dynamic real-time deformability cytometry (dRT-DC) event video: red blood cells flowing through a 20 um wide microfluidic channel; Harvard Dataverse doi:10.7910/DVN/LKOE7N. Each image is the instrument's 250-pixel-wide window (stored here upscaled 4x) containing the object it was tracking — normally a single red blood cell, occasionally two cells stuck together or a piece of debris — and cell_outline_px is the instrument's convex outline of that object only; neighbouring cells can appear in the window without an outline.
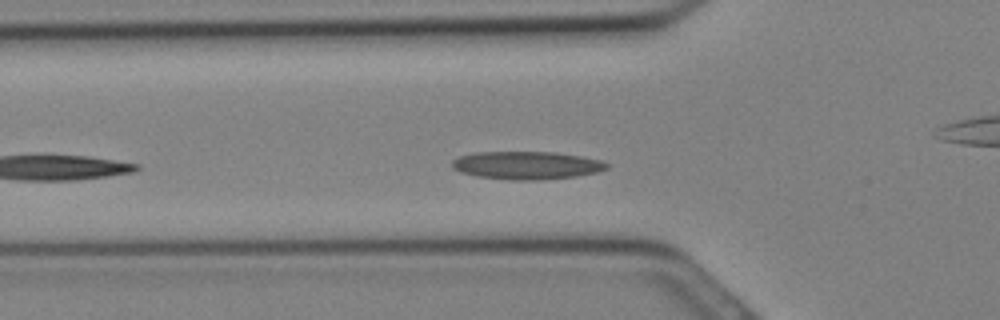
{"species": "Egyptian fruit bat (a non-hibernating species)", "species_latin": "Rousettus aegyptiacus", "temperature_condition": "cold", "stored_images_in_passage": 22, "camera_frame_rate_fps": 3000, "um_per_image_px": 0.085, "animal": {"sex": "female"}, "frame": {"image": 1, "passage_image": 3, "time_ms": 0.667, "image_size_px": [1000, 320], "cell_outline_px": [[608, 168], [596, 172], [576, 176], [536, 180], [508, 180], [480, 176], [460, 172], [452, 168], [452, 160], [460, 156], [476, 152], [556, 152], [580, 156], [600, 160], [608, 164]], "centroid_in_image_um": [44.75, 14.05], "position_along_channel_um": 81.1, "area_um2": 25.03}}
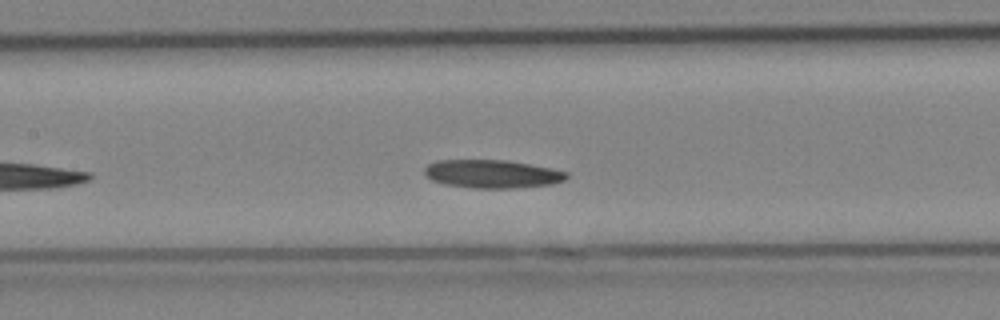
{"frame": {"image": 2, "passage_image": 7, "time_ms": 2.0, "image_size_px": [1000, 320], "cell_outline_px": [[568, 176], [564, 180], [552, 184], [512, 188], [476, 188], [444, 184], [432, 180], [424, 172], [424, 168], [428, 164], [436, 160], [508, 160], [552, 168], [568, 172]], "centroid_in_image_um": [41.84, 14.77], "position_along_channel_um": 165.6, "area_um2": 23.35}}
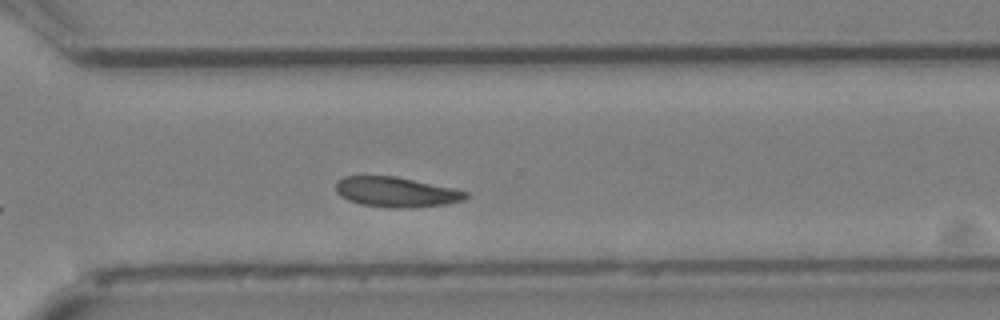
{"frame": {"image": 3, "passage_image": 15, "time_ms": 4.667, "image_size_px": [1000, 320], "cell_outline_px": [[468, 196], [464, 200], [448, 204], [412, 208], [388, 208], [360, 204], [348, 200], [340, 196], [336, 192], [336, 180], [344, 176], [396, 176], [452, 188], [468, 192]], "centroid_in_image_um": [33.65, 16.33], "position_along_channel_um": 336.9, "area_um2": 22.95}}